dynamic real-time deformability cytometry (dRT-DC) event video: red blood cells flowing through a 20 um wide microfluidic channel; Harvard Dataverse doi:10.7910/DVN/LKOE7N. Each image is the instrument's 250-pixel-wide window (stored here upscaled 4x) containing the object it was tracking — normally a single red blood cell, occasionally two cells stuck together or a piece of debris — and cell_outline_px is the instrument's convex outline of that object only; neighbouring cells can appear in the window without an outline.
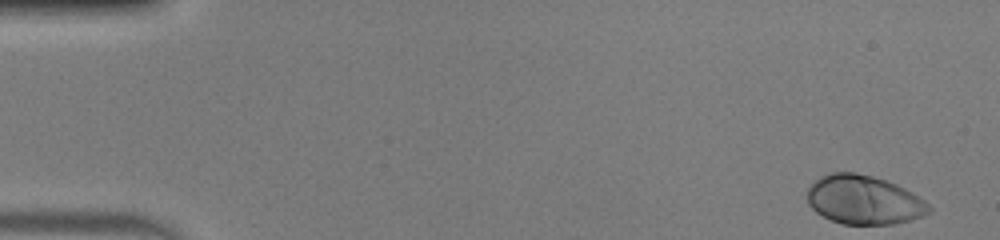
{"species": "human", "species_latin": "Homo sapiens", "temperature_condition": "warm", "stored_images_in_passage": 49, "camera_frame_rate_fps": 3000, "um_per_image_px": 0.085, "donor": {"sex": "male"}, "frame": {"image": 1, "passage_image": 1, "time_ms": 0.0, "image_size_px": [1000, 240], "cell_outline_px": [[932, 212], [908, 220], [892, 224], [844, 224], [832, 220], [816, 212], [808, 204], [808, 188], [820, 176], [832, 172], [856, 172], [872, 176], [896, 184], [904, 188], [924, 200], [932, 208]], "centroid_in_image_um": [73.42, 16.98], "position_along_channel_um": 11.6, "area_um2": 34.45}}
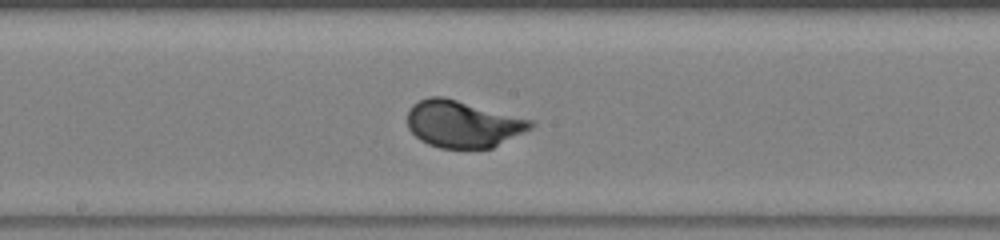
{"frame": {"image": 2, "passage_image": 26, "time_ms": 8.333, "image_size_px": [1000, 240], "cell_outline_px": [[536, 124], [532, 128], [492, 148], [440, 148], [428, 144], [420, 140], [408, 128], [408, 112], [412, 104], [428, 96], [444, 96], [532, 120]], "centroid_in_image_um": [39.33, 10.53], "position_along_channel_um": 208.9, "area_um2": 33.64}}
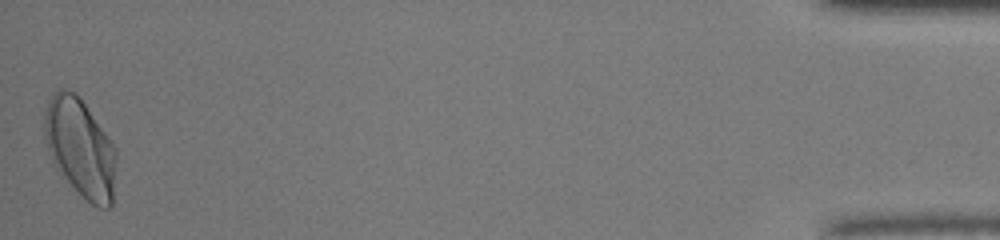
{"frame": {"image": 3, "passage_image": 49, "time_ms": 16.0, "image_size_px": [1000, 240], "cell_outline_px": [[116, 160], [112, 204], [108, 208], [100, 208], [92, 204], [56, 168], [52, 160], [44, 136], [44, 116], [48, 100], [60, 88], [68, 88], [76, 92], [80, 96], [112, 140], [116, 148]], "centroid_in_image_um": [6.84, 12.5], "position_along_channel_um": 428.4, "area_um2": 41.1}, "authors_computed_cell_mechanics": {"area_um2": 33.2928, "velocity_mm_per_s": 4.0718, "shape_relaxation_time_tau1_ms": 2.3234, "shape_relaxation_time_tau2_ms": null, "deformation_change_tau1": 0.1655, "deformation_change_tau2": null}}